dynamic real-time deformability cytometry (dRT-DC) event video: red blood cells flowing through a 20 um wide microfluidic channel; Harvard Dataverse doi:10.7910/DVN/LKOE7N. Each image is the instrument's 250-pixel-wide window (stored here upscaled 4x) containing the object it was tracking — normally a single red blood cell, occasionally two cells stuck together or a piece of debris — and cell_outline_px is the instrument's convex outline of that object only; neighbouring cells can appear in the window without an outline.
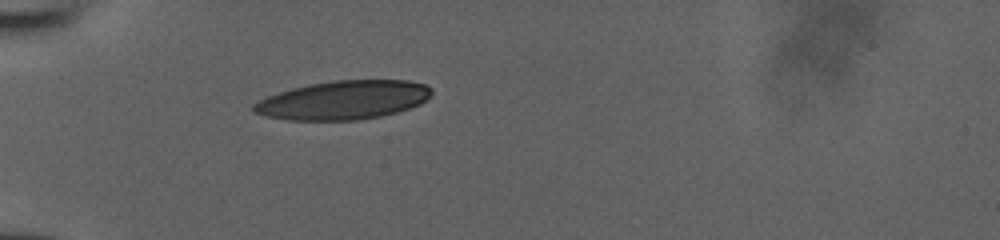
{"species": "human", "species_latin": "Homo sapiens", "temperature_condition": "room temperature", "stored_images_in_passage": 35, "camera_frame_rate_fps": 3000, "um_per_image_px": 0.085, "donor": {"sex": "male"}, "frame": {"image": 1, "passage_image": 1, "time_ms": 0.0, "image_size_px": [1000, 240], "cell_outline_px": [[432, 92], [420, 104], [396, 112], [380, 116], [360, 120], [288, 120], [268, 116], [252, 112], [252, 104], [268, 96], [292, 88], [308, 84], [332, 80], [408, 80], [424, 84], [432, 88]], "centroid_in_image_um": [29.17, 8.5], "position_along_channel_um": 55.8, "area_um2": 40.06}}
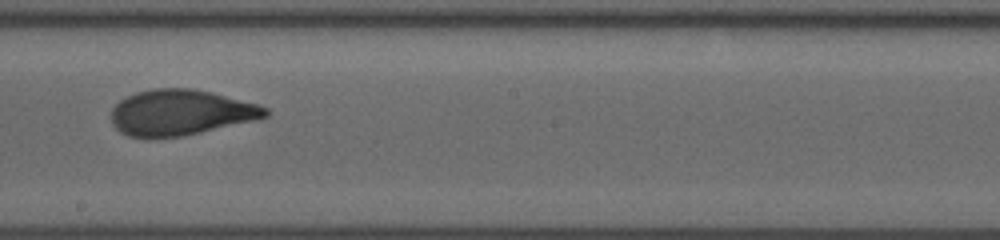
{"frame": {"image": 2, "passage_image": 15, "time_ms": 4.667, "image_size_px": [1000, 240], "cell_outline_px": [[268, 116], [260, 120], [184, 136], [156, 140], [128, 136], [120, 132], [112, 124], [112, 108], [120, 100], [136, 92], [152, 88], [192, 88], [212, 92], [260, 104], [268, 108]], "centroid_in_image_um": [15.39, 9.59], "position_along_channel_um": 232.8, "area_um2": 42.02}}
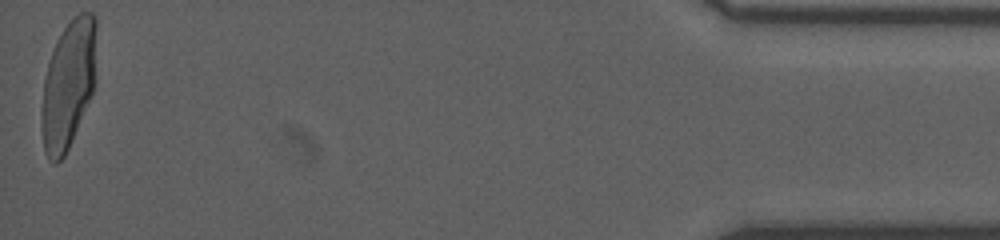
{"frame": {"image": 3, "passage_image": 35, "time_ms": 11.333, "image_size_px": [1000, 240], "cell_outline_px": [[96, 80], [92, 96], [68, 148], [64, 156], [56, 164], [52, 164], [48, 160], [44, 152], [40, 112], [44, 80], [48, 64], [52, 52], [64, 28], [80, 12], [92, 12], [96, 16]], "centroid_in_image_um": [5.82, 7.21], "position_along_channel_um": 429.4, "area_um2": 41.33}}